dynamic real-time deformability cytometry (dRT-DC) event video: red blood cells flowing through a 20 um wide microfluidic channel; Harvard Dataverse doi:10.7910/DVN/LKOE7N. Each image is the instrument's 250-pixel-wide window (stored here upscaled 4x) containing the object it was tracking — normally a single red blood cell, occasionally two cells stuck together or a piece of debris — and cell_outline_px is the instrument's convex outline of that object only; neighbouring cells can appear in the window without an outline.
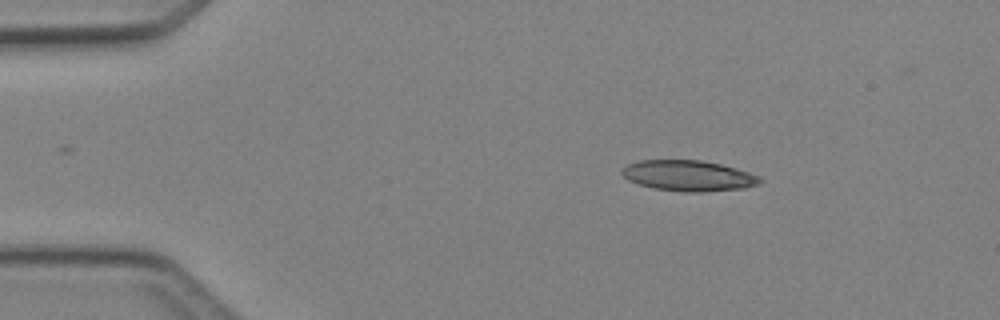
{"species": "Egyptian fruit bat (a non-hibernating species)", "species_latin": "Rousettus aegyptiacus", "temperature_condition": "cold", "stored_images_in_passage": 3, "camera_frame_rate_fps": 3000, "um_per_image_px": 0.085, "animal": {"sex": "female"}, "frame": {"image": 1, "passage_image": 3, "time_ms": 2.333, "image_size_px": [1000, 320], "cell_outline_px": [[764, 180], [760, 184], [744, 188], [704, 192], [684, 192], [652, 188], [628, 180], [620, 172], [620, 168], [624, 164], [640, 160], [700, 160], [720, 164], [736, 168], [760, 176]], "centroid_in_image_um": [58.5, 14.93], "position_along_channel_um": 26.5, "area_um2": 24.97}}